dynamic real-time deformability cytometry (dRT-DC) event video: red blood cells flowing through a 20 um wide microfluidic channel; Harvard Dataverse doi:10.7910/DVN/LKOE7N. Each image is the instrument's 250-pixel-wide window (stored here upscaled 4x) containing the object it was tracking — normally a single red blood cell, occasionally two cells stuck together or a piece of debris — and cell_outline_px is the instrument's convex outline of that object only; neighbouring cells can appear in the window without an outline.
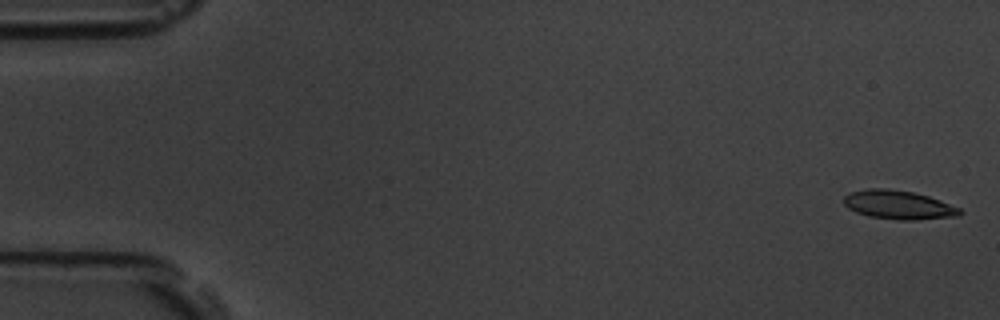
{"species": "common noctule bat (a hibernating species)", "species_latin": "Nyctalus noctula", "temperature_condition": "room temperature", "stored_images_in_passage": 5, "camera_frame_rate_fps": 3000, "um_per_image_px": 0.085, "animal": {"sex": "male", "body_mass_g": 19.5, "forearm_length_mm": 54.6}, "frame": {"image": 1, "passage_image": 1, "time_ms": 0.0, "image_size_px": [1000, 320], "cell_outline_px": [[964, 212], [960, 216], [916, 220], [896, 220], [868, 216], [856, 212], [848, 208], [844, 204], [844, 196], [848, 192], [868, 188], [888, 188], [912, 192], [928, 196], [940, 200], [960, 208]], "centroid_in_image_um": [76.37, 17.41], "position_along_channel_um": 8.6, "area_um2": 19.71}}